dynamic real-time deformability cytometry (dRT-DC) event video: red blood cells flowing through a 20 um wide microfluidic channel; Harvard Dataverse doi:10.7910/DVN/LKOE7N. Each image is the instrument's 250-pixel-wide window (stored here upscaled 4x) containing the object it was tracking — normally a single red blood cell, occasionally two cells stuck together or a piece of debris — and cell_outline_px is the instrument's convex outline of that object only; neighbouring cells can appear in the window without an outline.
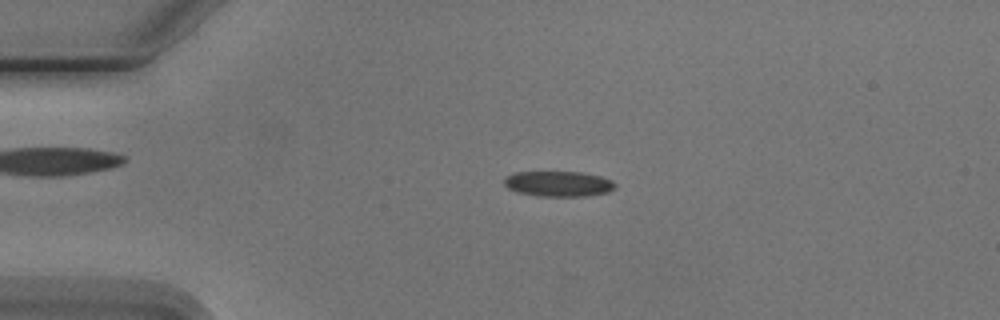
{"species": "Egyptian fruit bat (a non-hibernating species)", "species_latin": "Rousettus aegyptiacus", "temperature_condition": "cold", "stored_images_in_passage": 4, "camera_frame_rate_fps": 3000, "um_per_image_px": 0.085, "animal": {"sex": "male"}, "frame": {"image": 1, "passage_image": 3, "time_ms": 2.333, "image_size_px": [1000, 320], "cell_outline_px": [[616, 188], [608, 192], [584, 196], [540, 196], [520, 192], [508, 188], [504, 184], [504, 180], [508, 176], [516, 172], [584, 172], [600, 176], [612, 180], [616, 184]], "centroid_in_image_um": [47.52, 15.62], "position_along_channel_um": 37.5, "area_um2": 16.3}}